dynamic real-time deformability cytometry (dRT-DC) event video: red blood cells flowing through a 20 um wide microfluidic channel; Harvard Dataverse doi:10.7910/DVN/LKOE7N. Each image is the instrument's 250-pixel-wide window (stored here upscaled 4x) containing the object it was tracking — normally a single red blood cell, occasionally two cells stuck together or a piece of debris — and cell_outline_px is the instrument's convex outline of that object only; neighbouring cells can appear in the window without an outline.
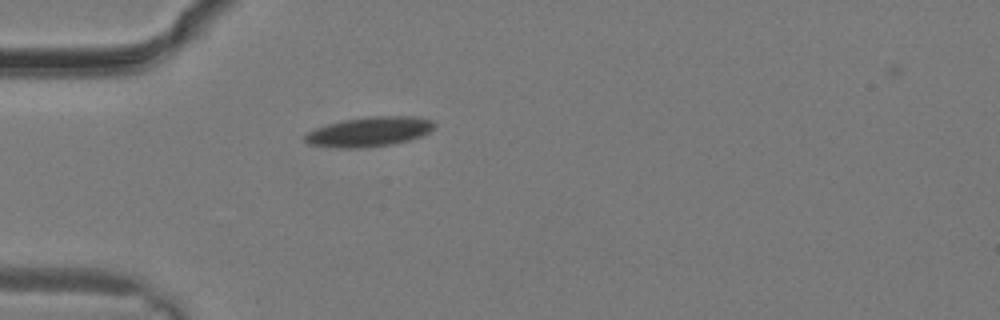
{"species": "common noctule bat (a hibernating species)", "species_latin": "Nyctalus noctula", "temperature_condition": "warm", "stored_images_in_passage": 24, "camera_frame_rate_fps": 3000, "um_per_image_px": 0.085, "animal": {"sex": "male", "body_mass_g": 19.2, "forearm_length_mm": 51.8}, "frame": {"image": 1, "passage_image": 1, "time_ms": 0.0, "image_size_px": [1000, 320], "cell_outline_px": [[436, 124], [428, 132], [420, 136], [408, 140], [392, 144], [360, 148], [336, 148], [308, 144], [304, 140], [304, 136], [308, 132], [316, 128], [328, 124], [344, 120], [368, 116], [416, 116], [432, 120]], "centroid_in_image_um": [31.37, 11.19], "position_along_channel_um": 53.6, "area_um2": 22.31}}
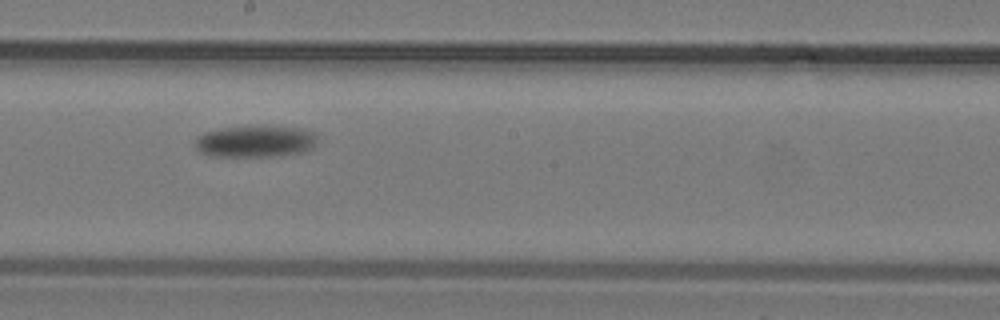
{"frame": {"image": 2, "passage_image": 10, "time_ms": 3.0, "image_size_px": [1000, 320], "cell_outline_px": [[316, 144], [308, 152], [280, 156], [208, 156], [200, 152], [192, 144], [196, 136], [204, 132], [224, 128], [300, 128], [312, 132], [316, 136]], "centroid_in_image_um": [21.67, 12.07], "position_along_channel_um": 226.5, "area_um2": 22.31}}
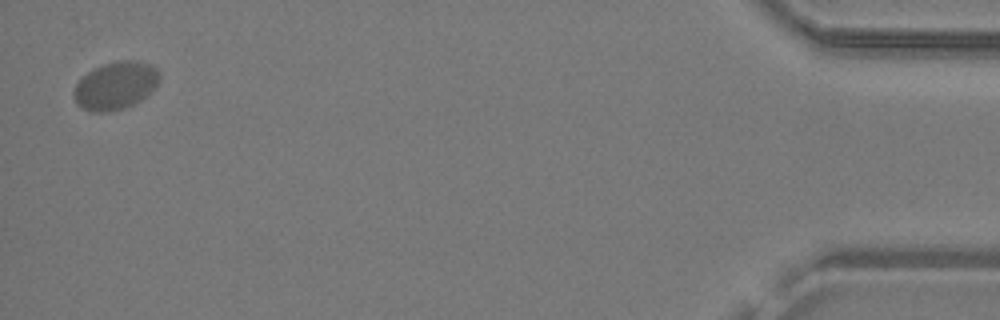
{"frame": {"image": 3, "passage_image": 24, "time_ms": 7.667, "image_size_px": [1000, 320], "cell_outline_px": [[160, 80], [156, 88], [148, 96], [124, 108], [108, 112], [92, 112], [76, 104], [72, 96], [72, 92], [76, 84], [88, 72], [104, 64], [120, 60], [136, 60], [152, 64], [160, 72]], "centroid_in_image_um": [9.86, 7.28], "position_along_channel_um": 425.3, "area_um2": 24.1}}